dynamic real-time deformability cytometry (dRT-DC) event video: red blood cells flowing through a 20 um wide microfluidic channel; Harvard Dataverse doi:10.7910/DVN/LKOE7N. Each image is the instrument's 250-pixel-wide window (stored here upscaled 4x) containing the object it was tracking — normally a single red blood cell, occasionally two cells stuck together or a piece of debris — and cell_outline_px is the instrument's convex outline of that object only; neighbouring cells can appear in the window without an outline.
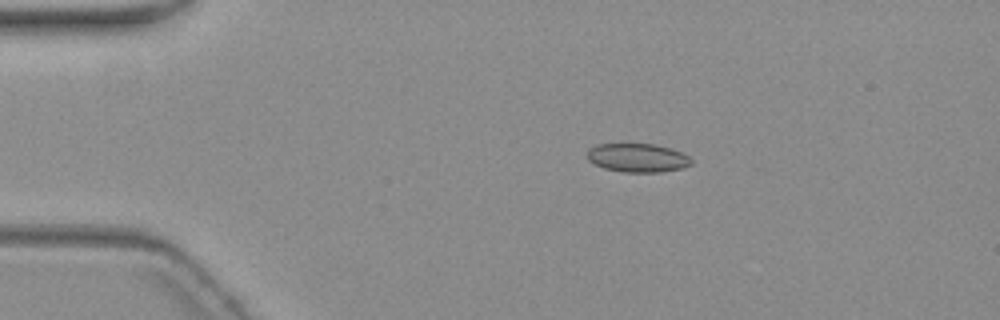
{"species": "common noctule bat (a hibernating species)", "species_latin": "Nyctalus noctula", "temperature_condition": "warm", "stored_images_in_passage": 5, "camera_frame_rate_fps": 3000, "um_per_image_px": 0.085, "animal": {"sex": "female", "body_mass_g": 19.3, "forearm_length_mm": 54.1}, "frame": {"image": 1, "passage_image": 2, "time_ms": 1.333, "image_size_px": [1000, 320], "cell_outline_px": [[692, 164], [684, 168], [660, 172], [624, 172], [604, 168], [588, 160], [588, 148], [596, 144], [624, 140], [652, 144], [668, 148], [680, 152], [688, 156], [692, 160]], "centroid_in_image_um": [54.14, 13.36], "position_along_channel_um": 30.9, "area_um2": 18.09}}
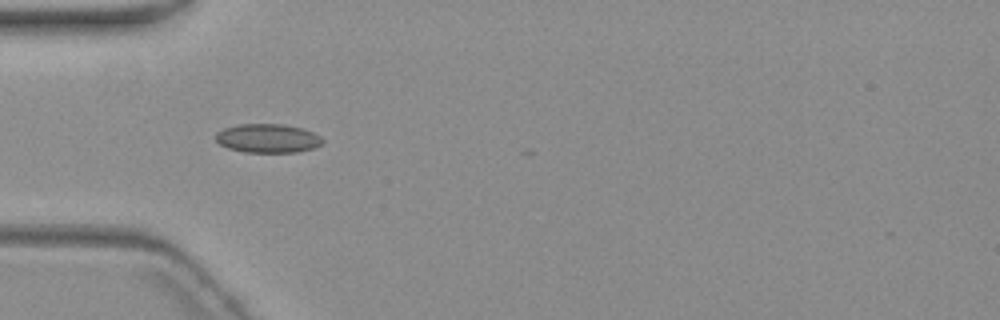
{"frame": {"image": 2, "passage_image": 4, "time_ms": 3.667, "image_size_px": [1000, 320], "cell_outline_px": [[324, 144], [316, 148], [296, 152], [244, 152], [228, 148], [220, 144], [212, 136], [216, 132], [224, 128], [240, 124], [284, 124], [304, 128], [320, 136], [324, 140]], "centroid_in_image_um": [22.77, 11.75], "position_along_channel_um": 62.2, "area_um2": 18.26}}
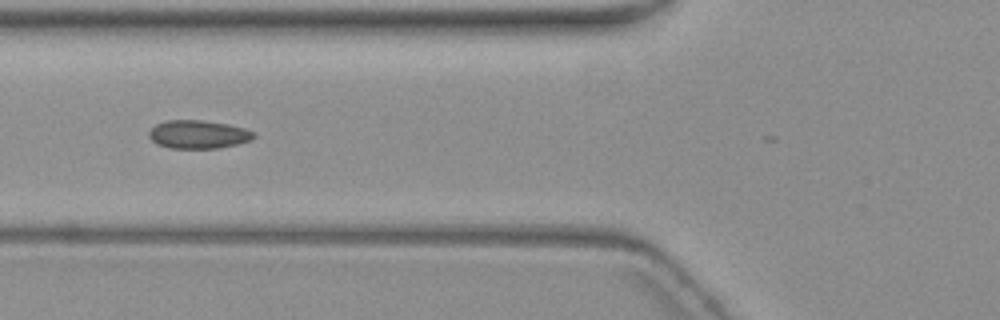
{"frame": {"image": 3, "passage_image": 5, "time_ms": 5.0, "image_size_px": [1000, 320], "cell_outline_px": [[256, 136], [252, 140], [236, 144], [216, 148], [168, 148], [156, 144], [148, 136], [148, 132], [156, 124], [168, 120], [200, 120], [228, 124], [244, 128], [256, 132]], "centroid_in_image_um": [16.86, 11.42], "position_along_channel_um": 108.9, "area_um2": 17.34}}